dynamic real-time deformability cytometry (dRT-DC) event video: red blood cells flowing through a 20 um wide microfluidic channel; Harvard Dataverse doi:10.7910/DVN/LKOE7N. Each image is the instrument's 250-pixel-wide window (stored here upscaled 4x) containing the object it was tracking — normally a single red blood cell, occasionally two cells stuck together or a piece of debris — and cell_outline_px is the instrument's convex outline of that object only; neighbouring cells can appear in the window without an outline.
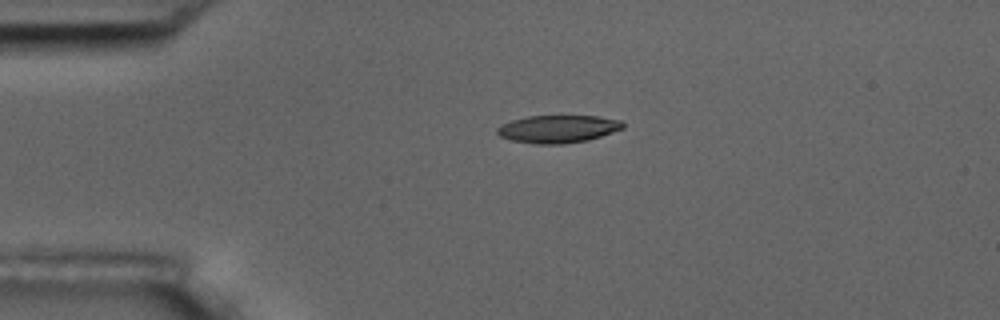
{"species": "common noctule bat (a hibernating species)", "species_latin": "Nyctalus noctula", "temperature_condition": "room temperature", "stored_images_in_passage": 44, "camera_frame_rate_fps": 3000, "um_per_image_px": 0.085, "animal": {"sex": "male", "body_mass_g": 17.5, "forearm_length_mm": 52.3}, "frame": {"image": 1, "passage_image": 1, "time_ms": 0.0, "image_size_px": [1000, 320], "cell_outline_px": [[624, 128], [588, 140], [564, 144], [536, 144], [512, 140], [500, 136], [496, 132], [496, 128], [500, 124], [512, 120], [528, 116], [596, 116], [620, 120], [624, 124]], "centroid_in_image_um": [47.4, 10.96], "position_along_channel_um": 37.6, "area_um2": 20.23}}
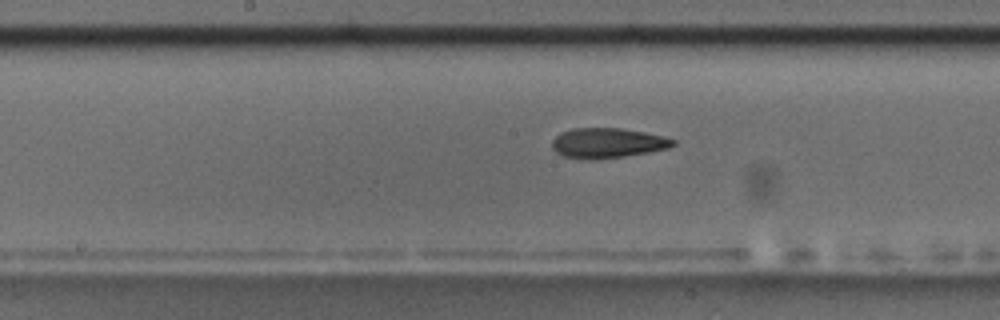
{"frame": {"image": 2, "passage_image": 17, "time_ms": 5.333, "image_size_px": [1000, 320], "cell_outline_px": [[676, 144], [668, 148], [648, 152], [624, 156], [596, 160], [584, 160], [564, 156], [556, 152], [552, 148], [552, 140], [560, 132], [572, 128], [620, 128], [644, 132], [664, 136], [676, 140]], "centroid_in_image_um": [51.62, 12.16], "position_along_channel_um": 196.6, "area_um2": 21.33}}
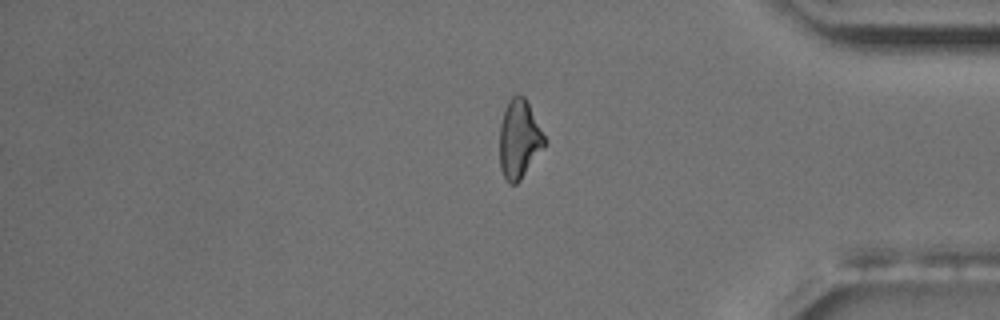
{"frame": {"image": 3, "passage_image": 35, "time_ms": 11.333, "image_size_px": [1000, 320], "cell_outline_px": [[548, 140], [520, 180], [516, 184], [508, 184], [500, 168], [500, 124], [508, 100], [512, 96], [524, 96]], "centroid_in_image_um": [44.13, 11.83], "position_along_channel_um": 391.1, "area_um2": 20.35}, "authors_computed_cell_mechanics": {"area_um2": 21.2704, "velocity_mm_per_s": 3.6029, "shape_relaxation_time_tau1_ms": 3.8551, "shape_relaxation_time_tau2_ms": 4.7637, "deformation_change_tau1": 0.1405, "deformation_change_tau2": 0.1492}}